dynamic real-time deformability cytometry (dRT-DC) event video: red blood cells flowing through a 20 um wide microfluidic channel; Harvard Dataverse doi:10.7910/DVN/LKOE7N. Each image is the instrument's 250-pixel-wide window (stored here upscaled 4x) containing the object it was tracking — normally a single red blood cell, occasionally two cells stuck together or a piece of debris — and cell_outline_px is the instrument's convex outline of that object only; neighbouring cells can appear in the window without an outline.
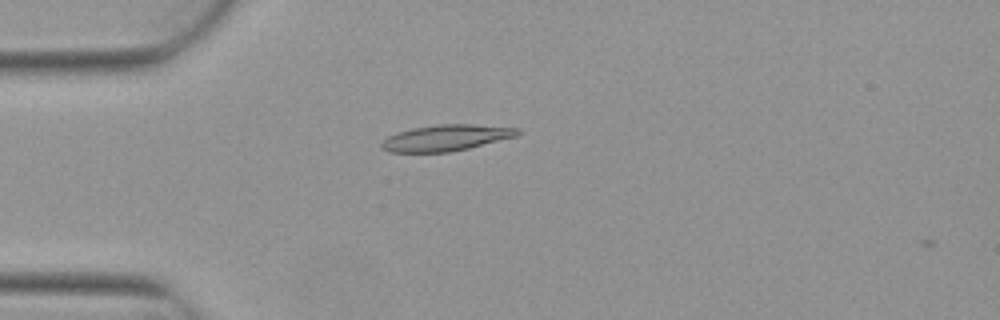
{"species": "Egyptian fruit bat (a non-hibernating species)", "species_latin": "Rousettus aegyptiacus", "temperature_condition": "warm", "stored_images_in_passage": 3, "camera_frame_rate_fps": 3000, "um_per_image_px": 0.085, "animal": {"sex": "female"}, "frame": {"image": 1, "passage_image": 2, "time_ms": 0.333, "image_size_px": [1000, 320], "cell_outline_px": [[520, 132], [516, 136], [452, 152], [388, 152], [380, 148], [380, 144], [388, 136], [396, 132], [412, 128], [436, 124], [472, 124], [520, 128]], "centroid_in_image_um": [37.87, 11.71], "position_along_channel_um": 47.1, "area_um2": 20.75}}